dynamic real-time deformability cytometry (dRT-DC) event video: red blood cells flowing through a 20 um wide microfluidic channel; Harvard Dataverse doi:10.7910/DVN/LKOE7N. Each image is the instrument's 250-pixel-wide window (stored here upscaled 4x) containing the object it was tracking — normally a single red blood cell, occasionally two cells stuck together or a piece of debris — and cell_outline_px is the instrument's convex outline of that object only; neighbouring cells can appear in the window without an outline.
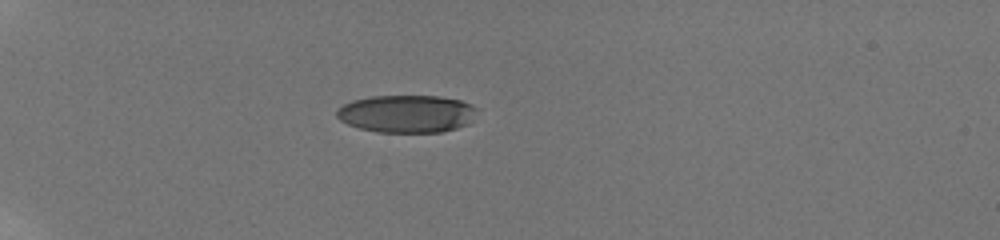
{"species": "human", "species_latin": "Homo sapiens", "temperature_condition": "room temperature", "stored_images_in_passage": 29, "camera_frame_rate_fps": 3000, "um_per_image_px": 0.085, "donor": {"sex": "male"}, "frame": {"image": 1, "passage_image": 1, "time_ms": 0.0, "image_size_px": [1000, 240], "cell_outline_px": [[476, 108], [468, 124], [456, 128], [440, 132], [376, 132], [360, 128], [348, 124], [340, 120], [336, 116], [336, 108], [352, 100], [372, 96], [440, 96], [460, 100], [472, 104]], "centroid_in_image_um": [34.53, 9.66], "position_along_channel_um": 50.5, "area_um2": 30.69}}
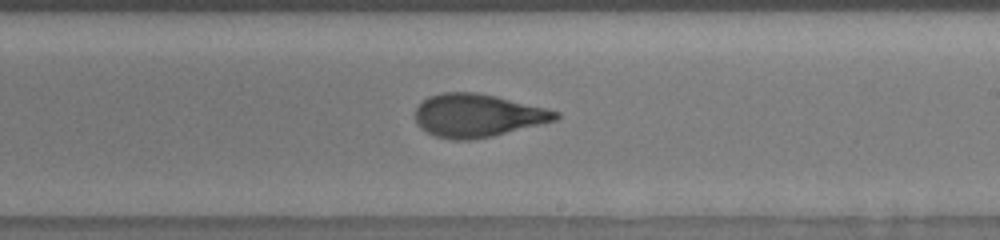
{"frame": {"image": 2, "passage_image": 18, "time_ms": 6.333, "image_size_px": [1000, 240], "cell_outline_px": [[560, 116], [556, 120], [492, 136], [468, 140], [452, 140], [436, 136], [420, 128], [416, 120], [416, 108], [428, 96], [440, 92], [476, 92], [496, 96], [560, 112]], "centroid_in_image_um": [40.56, 9.81], "position_along_channel_um": 248.4, "area_um2": 34.91}}
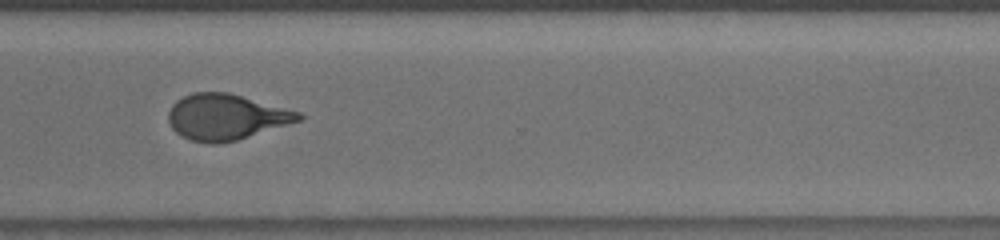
{"frame": {"image": 3, "passage_image": 24, "time_ms": 9.0, "image_size_px": [1000, 240], "cell_outline_px": [[304, 116], [300, 120], [236, 140], [216, 144], [212, 144], [192, 140], [176, 132], [172, 128], [168, 120], [168, 112], [172, 104], [176, 100], [192, 92], [228, 92], [300, 112]], "centroid_in_image_um": [19.18, 9.93], "position_along_channel_um": 351.4, "area_um2": 34.33}, "authors_computed_cell_mechanics": {"area_um2": 34.969, "velocity_mm_per_s": 3.8628, "shape_relaxation_time_tau1_ms": 3.3671, "shape_relaxation_time_tau2_ms": 1.1415, "deformation_change_tau1": 0.1976, "deformation_change_tau2": 0.0877}}